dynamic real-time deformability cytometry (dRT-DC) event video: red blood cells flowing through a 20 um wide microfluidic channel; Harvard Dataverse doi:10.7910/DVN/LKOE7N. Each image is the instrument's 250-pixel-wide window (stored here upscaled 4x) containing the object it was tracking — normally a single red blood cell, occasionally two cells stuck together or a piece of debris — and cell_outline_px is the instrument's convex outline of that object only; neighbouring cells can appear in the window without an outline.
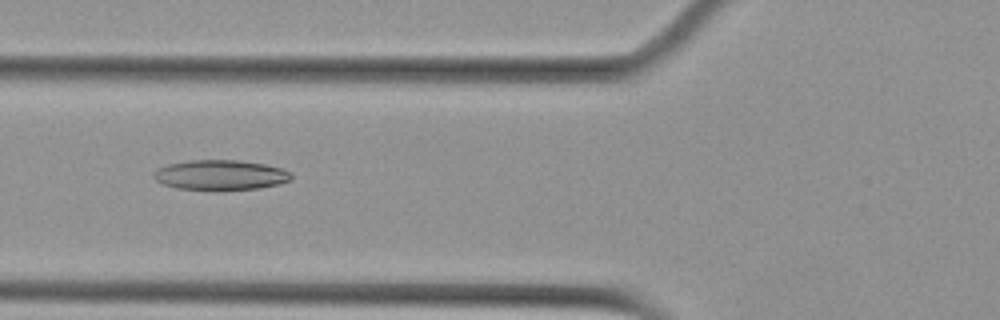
{"species": "Egyptian fruit bat (a non-hibernating species)", "species_latin": "Rousettus aegyptiacus", "temperature_condition": "cold", "stored_images_in_passage": 40, "camera_frame_rate_fps": 3000, "um_per_image_px": 0.085, "animal": {"sex": "female"}, "frame": {"image": 1, "passage_image": 5, "time_ms": 1.333, "image_size_px": [1000, 320], "cell_outline_px": [[292, 180], [280, 184], [260, 188], [176, 188], [164, 184], [156, 180], [152, 176], [152, 172], [156, 168], [168, 164], [188, 160], [236, 160], [264, 164], [284, 168], [292, 172]], "centroid_in_image_um": [18.76, 14.84], "position_along_channel_um": 107.0, "area_um2": 23.76}}
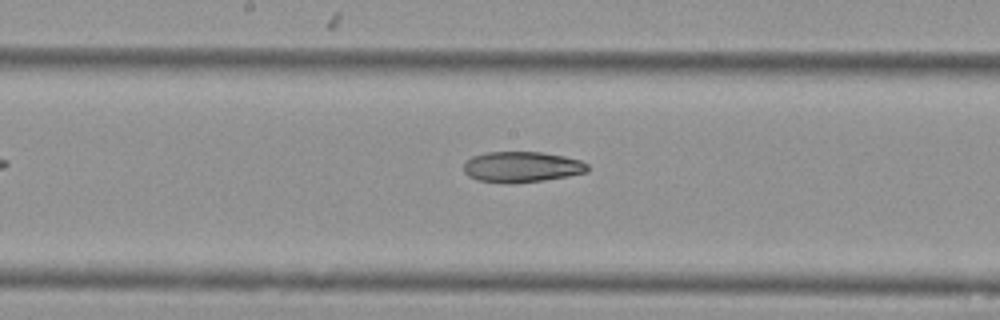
{"frame": {"image": 2, "passage_image": 13, "time_ms": 4.0, "image_size_px": [1000, 320], "cell_outline_px": [[588, 172], [568, 176], [544, 180], [476, 180], [468, 176], [464, 172], [464, 164], [472, 156], [484, 152], [540, 152], [564, 156], [580, 160], [588, 164]], "centroid_in_image_um": [44.38, 14.14], "position_along_channel_um": 203.8, "area_um2": 21.33}}
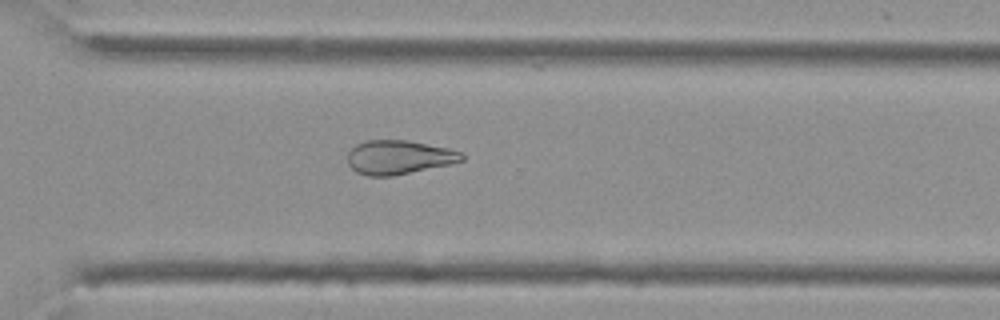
{"frame": {"image": 3, "passage_image": 24, "time_ms": 7.667, "image_size_px": [1000, 320], "cell_outline_px": [[464, 160], [448, 164], [392, 176], [368, 176], [356, 172], [348, 164], [348, 152], [356, 144], [368, 140], [408, 140], [448, 148], [464, 152]], "centroid_in_image_um": [33.89, 13.36], "position_along_channel_um": 336.7, "area_um2": 22.54}}